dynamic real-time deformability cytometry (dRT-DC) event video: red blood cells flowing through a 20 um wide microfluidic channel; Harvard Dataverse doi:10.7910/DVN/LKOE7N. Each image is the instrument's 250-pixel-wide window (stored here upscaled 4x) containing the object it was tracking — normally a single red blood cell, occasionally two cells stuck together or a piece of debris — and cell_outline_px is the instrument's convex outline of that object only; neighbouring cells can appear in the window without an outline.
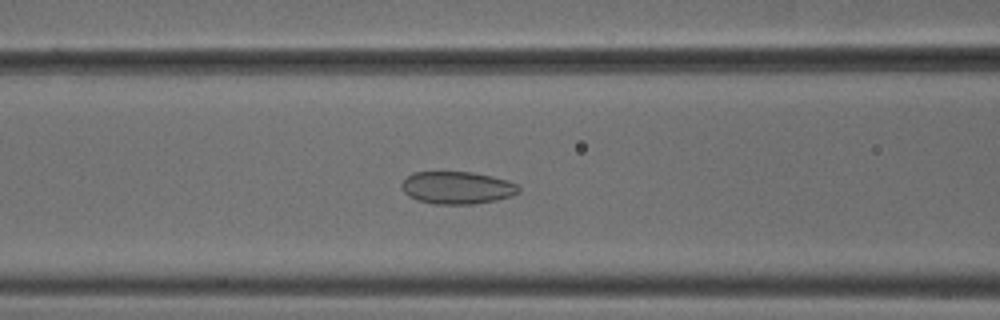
{"species": "common noctule bat (a hibernating species)", "species_latin": "Nyctalus noctula", "temperature_condition": "cold", "stored_images_in_passage": 43, "camera_frame_rate_fps": 3000, "um_per_image_px": 0.085, "animal": {"sex": "male", "body_mass_g": 18.8}, "frame": {"image": 1, "passage_image": 22, "time_ms": 7.0, "image_size_px": [1000, 320], "cell_outline_px": [[520, 192], [512, 196], [496, 200], [472, 204], [432, 204], [408, 196], [400, 188], [400, 184], [412, 172], [472, 172], [492, 176], [516, 184], [520, 188]], "centroid_in_image_um": [38.83, 15.96], "position_along_channel_um": 127.8, "area_um2": 22.14}}
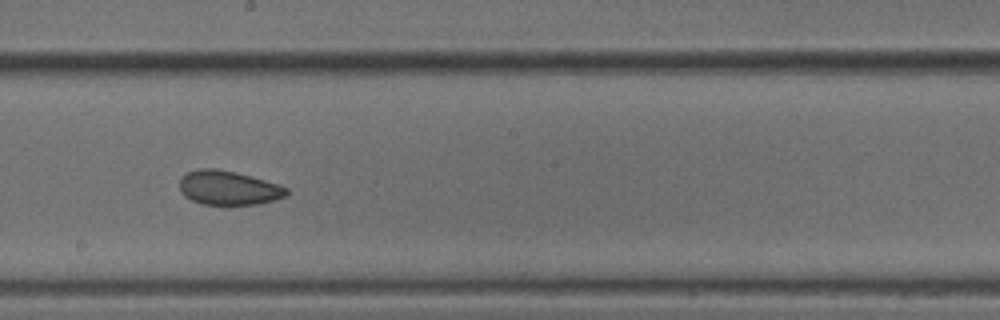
{"frame": {"image": 2, "passage_image": 30, "time_ms": 9.667, "image_size_px": [1000, 320], "cell_outline_px": [[288, 196], [256, 204], [204, 204], [192, 200], [184, 196], [180, 192], [180, 176], [196, 168], [216, 168], [236, 172], [252, 176], [288, 188]], "centroid_in_image_um": [19.38, 15.95], "position_along_channel_um": 228.8, "area_um2": 21.27}}
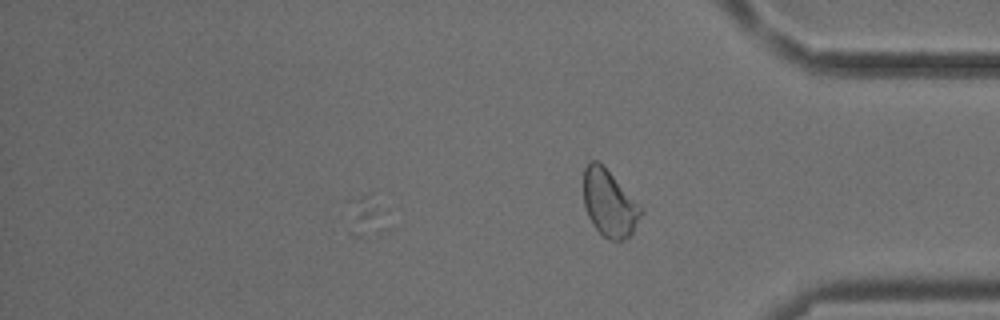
{"frame": {"image": 3, "passage_image": 43, "time_ms": 14.0, "image_size_px": [1000, 320], "cell_outline_px": [[644, 212], [632, 232], [624, 240], [608, 240], [592, 224], [584, 208], [584, 168], [588, 160], [596, 160], [644, 208]], "centroid_in_image_um": [51.79, 17.3], "position_along_channel_um": 383.4, "area_um2": 22.14}, "authors_computed_cell_mechanics": {"area_um2": 22.1374, "velocity_mm_per_s": 3.7848, "shape_relaxation_time_tau1_ms": 9.2201, "shape_relaxation_time_tau2_ms": 2.1222, "deformation_change_tau1": 0.1078, "deformation_change_tau2": 0.0649}}